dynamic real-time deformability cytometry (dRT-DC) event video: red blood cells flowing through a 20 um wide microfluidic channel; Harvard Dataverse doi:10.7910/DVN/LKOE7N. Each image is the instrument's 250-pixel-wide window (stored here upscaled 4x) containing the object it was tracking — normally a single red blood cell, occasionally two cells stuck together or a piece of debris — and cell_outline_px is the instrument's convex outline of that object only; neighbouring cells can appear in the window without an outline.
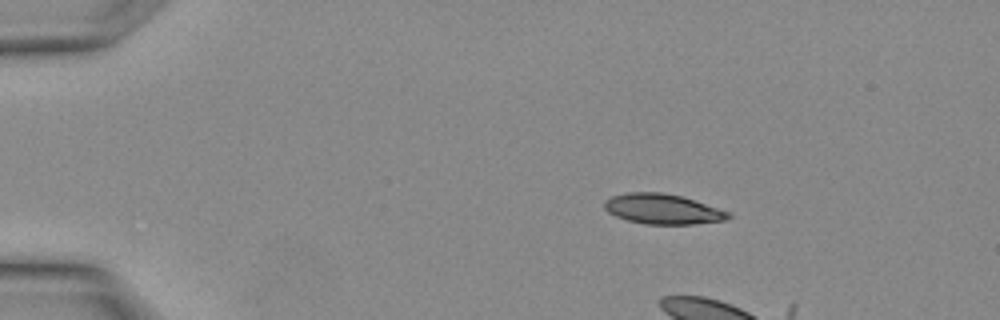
{"species": "Egyptian fruit bat (a non-hibernating species)", "species_latin": "Rousettus aegyptiacus", "temperature_condition": "warm", "stored_images_in_passage": 7, "camera_frame_rate_fps": 3000, "um_per_image_px": 0.085, "animal": {"sex": "female"}, "frame": {"image": 1, "passage_image": 4, "time_ms": 1.0, "image_size_px": [1000, 320], "cell_outline_px": [[732, 216], [728, 220], [692, 224], [644, 224], [628, 220], [616, 216], [608, 212], [604, 208], [604, 200], [612, 196], [628, 192], [660, 192], [680, 196], [732, 212]], "centroid_in_image_um": [56.34, 17.77], "position_along_channel_um": 28.7, "area_um2": 21.79}}